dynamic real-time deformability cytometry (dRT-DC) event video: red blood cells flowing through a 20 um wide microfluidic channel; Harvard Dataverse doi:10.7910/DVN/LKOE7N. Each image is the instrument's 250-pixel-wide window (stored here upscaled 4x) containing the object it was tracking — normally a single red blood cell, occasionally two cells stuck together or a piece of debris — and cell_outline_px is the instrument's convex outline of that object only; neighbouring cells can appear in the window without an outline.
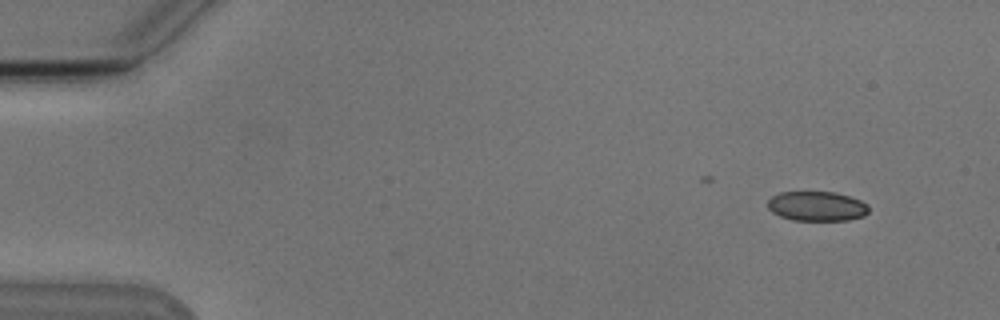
{"species": "Egyptian fruit bat (a non-hibernating species)", "species_latin": "Rousettus aegyptiacus", "temperature_condition": "cold", "stored_images_in_passage": 5, "camera_frame_rate_fps": 3000, "um_per_image_px": 0.085, "animal": {"sex": "male"}, "frame": {"image": 1, "passage_image": 1, "time_ms": 0.0, "image_size_px": [1000, 320], "cell_outline_px": [[868, 212], [864, 216], [848, 220], [792, 220], [780, 216], [772, 212], [768, 208], [768, 200], [772, 196], [780, 192], [836, 192], [860, 200], [868, 204]], "centroid_in_image_um": [69.43, 17.52], "position_along_channel_um": 15.6, "area_um2": 17.46}}